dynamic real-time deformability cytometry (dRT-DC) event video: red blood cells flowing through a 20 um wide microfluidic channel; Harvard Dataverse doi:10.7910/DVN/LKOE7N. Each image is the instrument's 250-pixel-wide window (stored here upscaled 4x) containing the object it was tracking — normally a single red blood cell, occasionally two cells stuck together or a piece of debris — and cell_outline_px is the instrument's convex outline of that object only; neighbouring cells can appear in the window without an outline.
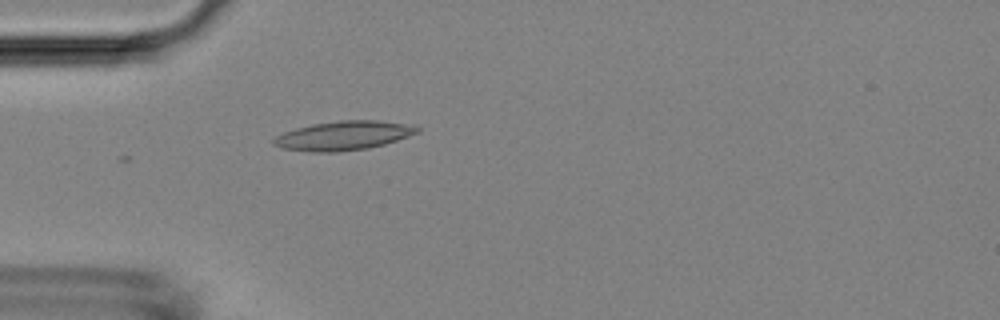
{"species": "Egyptian fruit bat (a non-hibernating species)", "species_latin": "Rousettus aegyptiacus", "temperature_condition": "room temperature", "stored_images_in_passage": 1, "camera_frame_rate_fps": 3000, "um_per_image_px": 0.085, "animal": {"sex": "female"}, "frame": {"image": 1, "passage_image": 1, "time_ms": 0.0, "image_size_px": [1000, 320], "cell_outline_px": [[420, 132], [384, 144], [368, 148], [340, 152], [308, 152], [280, 148], [272, 144], [272, 140], [276, 136], [284, 132], [296, 128], [312, 124], [340, 120], [376, 120], [416, 124], [420, 128]], "centroid_in_image_um": [29.21, 11.52], "position_along_channel_um": 55.8, "area_um2": 24.68}}